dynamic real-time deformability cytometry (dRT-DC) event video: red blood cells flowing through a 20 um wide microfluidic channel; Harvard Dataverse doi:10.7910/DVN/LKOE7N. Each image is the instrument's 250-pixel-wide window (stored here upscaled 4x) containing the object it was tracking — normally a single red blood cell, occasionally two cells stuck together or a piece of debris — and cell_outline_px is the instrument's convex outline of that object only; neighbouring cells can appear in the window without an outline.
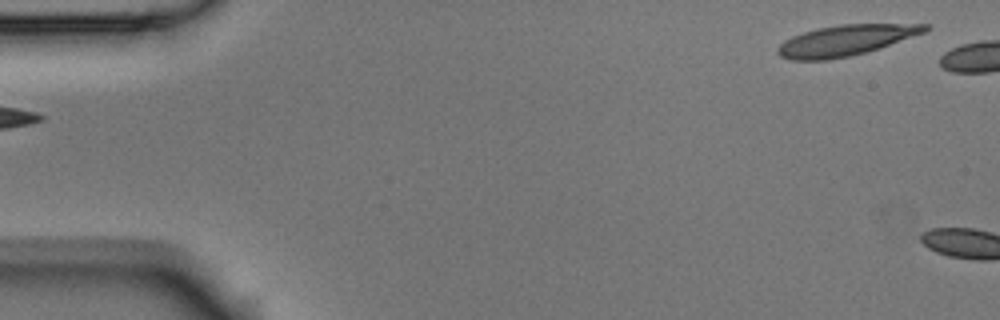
{"species": "Egyptian fruit bat (a non-hibernating species)", "species_latin": "Rousettus aegyptiacus", "temperature_condition": "room temperature", "stored_images_in_passage": 4, "segment_of_instrument_passage": [2, 2], "camera_frame_rate_fps": 3000, "um_per_image_px": 0.085, "animal": {"sex": "male"}, "frame": {"image": 1, "passage_image": 4, "time_ms": 1.0, "image_size_px": [1000, 320], "cell_outline_px": [[932, 28], [924, 32], [880, 48], [848, 56], [828, 60], [792, 60], [780, 56], [776, 52], [776, 48], [784, 40], [792, 36], [816, 28], [840, 24], [928, 24]], "centroid_in_image_um": [71.85, 3.43], "position_along_channel_um": 13.2, "area_um2": 26.24}}